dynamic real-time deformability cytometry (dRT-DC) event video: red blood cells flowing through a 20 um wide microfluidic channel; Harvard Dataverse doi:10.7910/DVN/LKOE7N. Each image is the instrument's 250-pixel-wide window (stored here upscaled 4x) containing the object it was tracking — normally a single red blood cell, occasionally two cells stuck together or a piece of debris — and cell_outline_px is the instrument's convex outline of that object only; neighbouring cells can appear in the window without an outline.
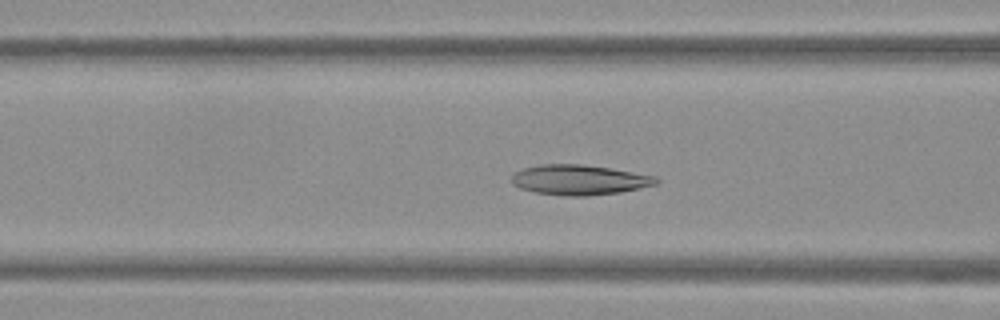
{"species": "Egyptian fruit bat (a non-hibernating species)", "species_latin": "Rousettus aegyptiacus", "temperature_condition": "warm", "stored_images_in_passage": 53, "camera_frame_rate_fps": 3000, "um_per_image_px": 0.085, "frame": {"image": 1, "passage_image": 21, "time_ms": 6.667, "image_size_px": [1000, 320], "cell_outline_px": [[660, 180], [656, 184], [640, 188], [620, 192], [588, 196], [568, 196], [536, 192], [520, 188], [512, 184], [512, 176], [516, 172], [524, 168], [540, 164], [584, 164], [656, 176]], "centroid_in_image_um": [49.25, 15.29], "position_along_channel_um": 117.4, "area_um2": 25.2}}
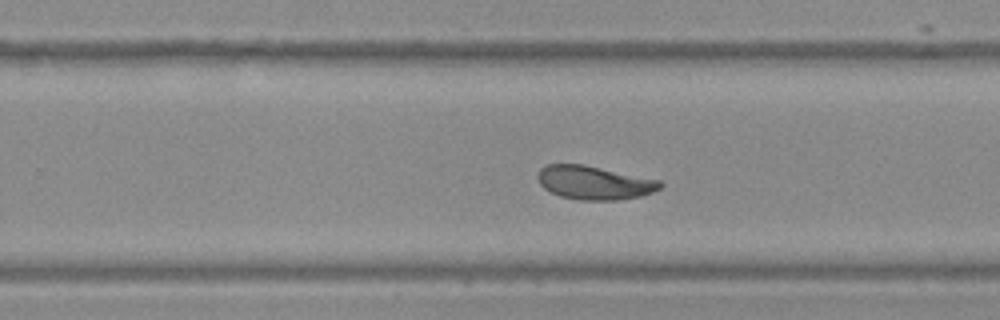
{"frame": {"image": 2, "passage_image": 34, "time_ms": 11.0, "image_size_px": [1000, 320], "cell_outline_px": [[664, 184], [660, 188], [652, 192], [640, 196], [616, 200], [580, 200], [560, 196], [544, 188], [540, 184], [536, 176], [540, 168], [548, 164], [584, 164], [660, 180]], "centroid_in_image_um": [50.5, 15.52], "position_along_channel_um": 279.3, "area_um2": 23.99}}
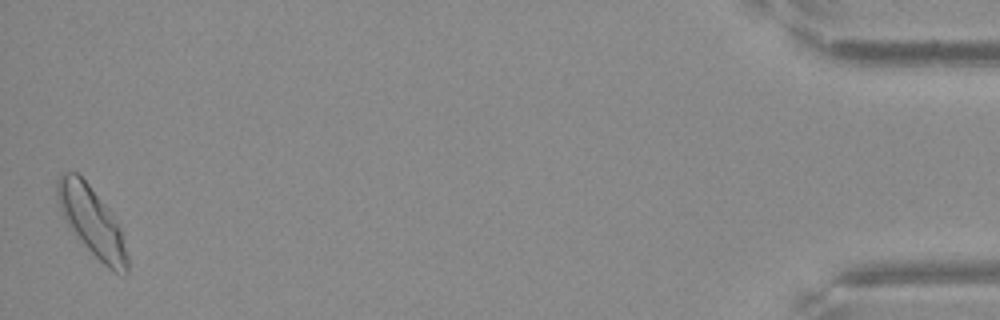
{"frame": {"image": 3, "passage_image": 53, "time_ms": 17.333, "image_size_px": [1000, 320], "cell_outline_px": [[128, 272], [124, 276], [116, 272], [104, 264], [84, 244], [68, 224], [56, 200], [56, 180], [64, 172], [76, 172], [88, 184], [108, 208], [120, 224], [124, 236], [128, 256]], "centroid_in_image_um": [7.84, 18.82], "position_along_channel_um": 427.4, "area_um2": 27.8}, "authors_computed_cell_mechanics": {"area_um2": 25.2008, "velocity_mm_per_s": 3.7385, "shape_relaxation_time_tau1_ms": 5.4237, "shape_relaxation_time_tau2_ms": 1.7662, "deformation_change_tau1": 0.14, "deformation_change_tau2": 0.0588}}